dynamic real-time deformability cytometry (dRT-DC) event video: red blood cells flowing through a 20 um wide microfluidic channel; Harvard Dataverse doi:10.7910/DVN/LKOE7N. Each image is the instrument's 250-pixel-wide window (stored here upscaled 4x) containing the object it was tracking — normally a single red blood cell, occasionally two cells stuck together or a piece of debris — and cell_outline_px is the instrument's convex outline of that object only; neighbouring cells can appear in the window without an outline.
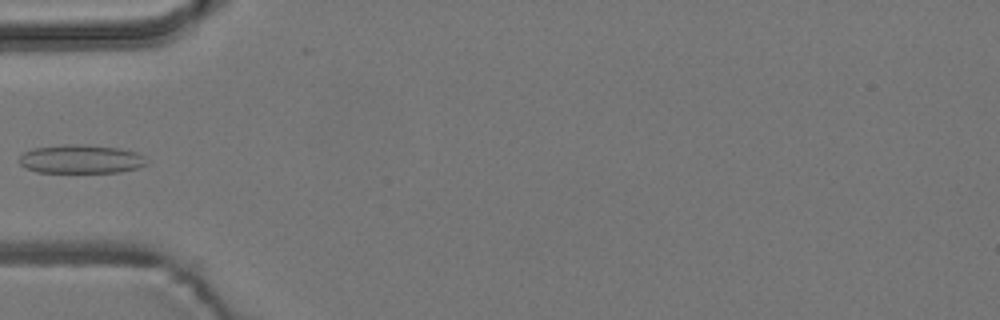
{"species": "common noctule bat (a hibernating species)", "species_latin": "Nyctalus noctula", "temperature_condition": "room temperature", "stored_images_in_passage": 1, "camera_frame_rate_fps": 3000, "um_per_image_px": 0.085, "animal": {"sex": "male", "body_mass_g": 19.2, "forearm_length_mm": 51.8}, "frame": {"image": 1, "passage_image": 1, "time_ms": 0.0, "image_size_px": [1000, 320], "cell_outline_px": [[148, 164], [136, 168], [120, 172], [36, 172], [24, 168], [20, 164], [20, 156], [24, 152], [36, 148], [64, 144], [84, 144], [120, 148], [136, 152], [144, 156]], "centroid_in_image_um": [6.89, 13.52], "position_along_channel_um": 78.1, "area_um2": 21.33}}